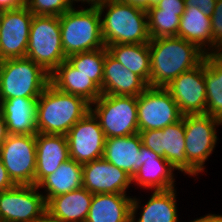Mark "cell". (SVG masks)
<instances>
[{"label": "cell", "mask_w": 222, "mask_h": 222, "mask_svg": "<svg viewBox=\"0 0 222 222\" xmlns=\"http://www.w3.org/2000/svg\"><path fill=\"white\" fill-rule=\"evenodd\" d=\"M150 87H164L183 72L198 66L205 53L195 44L177 36L149 41Z\"/></svg>", "instance_id": "obj_1"}, {"label": "cell", "mask_w": 222, "mask_h": 222, "mask_svg": "<svg viewBox=\"0 0 222 222\" xmlns=\"http://www.w3.org/2000/svg\"><path fill=\"white\" fill-rule=\"evenodd\" d=\"M96 6L101 16V34L105 47L149 43L151 40L146 11L116 0H99Z\"/></svg>", "instance_id": "obj_2"}, {"label": "cell", "mask_w": 222, "mask_h": 222, "mask_svg": "<svg viewBox=\"0 0 222 222\" xmlns=\"http://www.w3.org/2000/svg\"><path fill=\"white\" fill-rule=\"evenodd\" d=\"M88 112L90 103L84 98L59 91L49 83L37 99L38 133L66 135Z\"/></svg>", "instance_id": "obj_3"}, {"label": "cell", "mask_w": 222, "mask_h": 222, "mask_svg": "<svg viewBox=\"0 0 222 222\" xmlns=\"http://www.w3.org/2000/svg\"><path fill=\"white\" fill-rule=\"evenodd\" d=\"M76 9L75 5L59 16L61 42L66 57L105 48L101 16L96 5Z\"/></svg>", "instance_id": "obj_4"}, {"label": "cell", "mask_w": 222, "mask_h": 222, "mask_svg": "<svg viewBox=\"0 0 222 222\" xmlns=\"http://www.w3.org/2000/svg\"><path fill=\"white\" fill-rule=\"evenodd\" d=\"M50 74L27 57L0 61V102L16 97L39 98Z\"/></svg>", "instance_id": "obj_5"}, {"label": "cell", "mask_w": 222, "mask_h": 222, "mask_svg": "<svg viewBox=\"0 0 222 222\" xmlns=\"http://www.w3.org/2000/svg\"><path fill=\"white\" fill-rule=\"evenodd\" d=\"M26 57L49 74L67 59L61 42L59 16H33Z\"/></svg>", "instance_id": "obj_6"}, {"label": "cell", "mask_w": 222, "mask_h": 222, "mask_svg": "<svg viewBox=\"0 0 222 222\" xmlns=\"http://www.w3.org/2000/svg\"><path fill=\"white\" fill-rule=\"evenodd\" d=\"M106 138L133 135L139 132L137 96L102 94L90 104Z\"/></svg>", "instance_id": "obj_7"}, {"label": "cell", "mask_w": 222, "mask_h": 222, "mask_svg": "<svg viewBox=\"0 0 222 222\" xmlns=\"http://www.w3.org/2000/svg\"><path fill=\"white\" fill-rule=\"evenodd\" d=\"M183 123L187 161L201 173L206 170L205 162L216 147V128L222 125V120L209 114H196L183 116Z\"/></svg>", "instance_id": "obj_8"}, {"label": "cell", "mask_w": 222, "mask_h": 222, "mask_svg": "<svg viewBox=\"0 0 222 222\" xmlns=\"http://www.w3.org/2000/svg\"><path fill=\"white\" fill-rule=\"evenodd\" d=\"M142 145L163 156L174 168L190 176L199 172L187 161L185 155V130L183 117L178 122L159 130L138 132Z\"/></svg>", "instance_id": "obj_9"}, {"label": "cell", "mask_w": 222, "mask_h": 222, "mask_svg": "<svg viewBox=\"0 0 222 222\" xmlns=\"http://www.w3.org/2000/svg\"><path fill=\"white\" fill-rule=\"evenodd\" d=\"M0 158L15 185H35L36 135H11L0 146Z\"/></svg>", "instance_id": "obj_10"}, {"label": "cell", "mask_w": 222, "mask_h": 222, "mask_svg": "<svg viewBox=\"0 0 222 222\" xmlns=\"http://www.w3.org/2000/svg\"><path fill=\"white\" fill-rule=\"evenodd\" d=\"M139 131L159 130L182 119L178 104L164 87H148L137 96Z\"/></svg>", "instance_id": "obj_11"}, {"label": "cell", "mask_w": 222, "mask_h": 222, "mask_svg": "<svg viewBox=\"0 0 222 222\" xmlns=\"http://www.w3.org/2000/svg\"><path fill=\"white\" fill-rule=\"evenodd\" d=\"M46 210L36 185H15L0 192V222H32Z\"/></svg>", "instance_id": "obj_12"}, {"label": "cell", "mask_w": 222, "mask_h": 222, "mask_svg": "<svg viewBox=\"0 0 222 222\" xmlns=\"http://www.w3.org/2000/svg\"><path fill=\"white\" fill-rule=\"evenodd\" d=\"M66 137L70 159L84 164L103 157L106 137L91 111L71 127Z\"/></svg>", "instance_id": "obj_13"}, {"label": "cell", "mask_w": 222, "mask_h": 222, "mask_svg": "<svg viewBox=\"0 0 222 222\" xmlns=\"http://www.w3.org/2000/svg\"><path fill=\"white\" fill-rule=\"evenodd\" d=\"M33 16L26 6L0 12V61L26 57Z\"/></svg>", "instance_id": "obj_14"}, {"label": "cell", "mask_w": 222, "mask_h": 222, "mask_svg": "<svg viewBox=\"0 0 222 222\" xmlns=\"http://www.w3.org/2000/svg\"><path fill=\"white\" fill-rule=\"evenodd\" d=\"M165 89L172 95L183 116L206 114L204 59L195 68L172 80Z\"/></svg>", "instance_id": "obj_15"}, {"label": "cell", "mask_w": 222, "mask_h": 222, "mask_svg": "<svg viewBox=\"0 0 222 222\" xmlns=\"http://www.w3.org/2000/svg\"><path fill=\"white\" fill-rule=\"evenodd\" d=\"M82 187L92 194H127L132 177L104 157L82 164Z\"/></svg>", "instance_id": "obj_16"}, {"label": "cell", "mask_w": 222, "mask_h": 222, "mask_svg": "<svg viewBox=\"0 0 222 222\" xmlns=\"http://www.w3.org/2000/svg\"><path fill=\"white\" fill-rule=\"evenodd\" d=\"M142 166L133 175L132 184L149 190H170L175 188L174 167L159 154L144 145L140 148Z\"/></svg>", "instance_id": "obj_17"}, {"label": "cell", "mask_w": 222, "mask_h": 222, "mask_svg": "<svg viewBox=\"0 0 222 222\" xmlns=\"http://www.w3.org/2000/svg\"><path fill=\"white\" fill-rule=\"evenodd\" d=\"M36 157L37 186L46 176L54 173L62 163L70 159L66 135L37 133Z\"/></svg>", "instance_id": "obj_18"}, {"label": "cell", "mask_w": 222, "mask_h": 222, "mask_svg": "<svg viewBox=\"0 0 222 222\" xmlns=\"http://www.w3.org/2000/svg\"><path fill=\"white\" fill-rule=\"evenodd\" d=\"M148 84L118 62L107 50L103 65L101 93L105 95L138 96Z\"/></svg>", "instance_id": "obj_19"}, {"label": "cell", "mask_w": 222, "mask_h": 222, "mask_svg": "<svg viewBox=\"0 0 222 222\" xmlns=\"http://www.w3.org/2000/svg\"><path fill=\"white\" fill-rule=\"evenodd\" d=\"M176 190L175 188L155 190L145 204H141L140 199L132 197L131 222H180L176 206ZM139 208L141 209L140 216L136 218Z\"/></svg>", "instance_id": "obj_20"}, {"label": "cell", "mask_w": 222, "mask_h": 222, "mask_svg": "<svg viewBox=\"0 0 222 222\" xmlns=\"http://www.w3.org/2000/svg\"><path fill=\"white\" fill-rule=\"evenodd\" d=\"M141 146L139 133L106 138L103 157L133 177L142 166Z\"/></svg>", "instance_id": "obj_21"}, {"label": "cell", "mask_w": 222, "mask_h": 222, "mask_svg": "<svg viewBox=\"0 0 222 222\" xmlns=\"http://www.w3.org/2000/svg\"><path fill=\"white\" fill-rule=\"evenodd\" d=\"M38 98L16 97L1 101L0 112L11 135H36V104Z\"/></svg>", "instance_id": "obj_22"}, {"label": "cell", "mask_w": 222, "mask_h": 222, "mask_svg": "<svg viewBox=\"0 0 222 222\" xmlns=\"http://www.w3.org/2000/svg\"><path fill=\"white\" fill-rule=\"evenodd\" d=\"M50 83L59 91L80 96L90 104L102 95L101 88L87 75L78 72L67 60L50 74Z\"/></svg>", "instance_id": "obj_23"}, {"label": "cell", "mask_w": 222, "mask_h": 222, "mask_svg": "<svg viewBox=\"0 0 222 222\" xmlns=\"http://www.w3.org/2000/svg\"><path fill=\"white\" fill-rule=\"evenodd\" d=\"M93 194L84 187L52 197L46 209L62 222H85Z\"/></svg>", "instance_id": "obj_24"}, {"label": "cell", "mask_w": 222, "mask_h": 222, "mask_svg": "<svg viewBox=\"0 0 222 222\" xmlns=\"http://www.w3.org/2000/svg\"><path fill=\"white\" fill-rule=\"evenodd\" d=\"M132 196L127 194H93L85 222H131Z\"/></svg>", "instance_id": "obj_25"}, {"label": "cell", "mask_w": 222, "mask_h": 222, "mask_svg": "<svg viewBox=\"0 0 222 222\" xmlns=\"http://www.w3.org/2000/svg\"><path fill=\"white\" fill-rule=\"evenodd\" d=\"M178 37L195 44L205 54H213L211 17L197 7H185L180 17Z\"/></svg>", "instance_id": "obj_26"}, {"label": "cell", "mask_w": 222, "mask_h": 222, "mask_svg": "<svg viewBox=\"0 0 222 222\" xmlns=\"http://www.w3.org/2000/svg\"><path fill=\"white\" fill-rule=\"evenodd\" d=\"M82 179V164L69 159L62 163L54 173L46 176L37 186L39 190H44L42 195L47 203L52 197L81 188Z\"/></svg>", "instance_id": "obj_27"}, {"label": "cell", "mask_w": 222, "mask_h": 222, "mask_svg": "<svg viewBox=\"0 0 222 222\" xmlns=\"http://www.w3.org/2000/svg\"><path fill=\"white\" fill-rule=\"evenodd\" d=\"M107 50L124 67L139 75L150 87L149 43L115 44L107 46Z\"/></svg>", "instance_id": "obj_28"}, {"label": "cell", "mask_w": 222, "mask_h": 222, "mask_svg": "<svg viewBox=\"0 0 222 222\" xmlns=\"http://www.w3.org/2000/svg\"><path fill=\"white\" fill-rule=\"evenodd\" d=\"M206 114L222 120V62L214 54L204 57Z\"/></svg>", "instance_id": "obj_29"}, {"label": "cell", "mask_w": 222, "mask_h": 222, "mask_svg": "<svg viewBox=\"0 0 222 222\" xmlns=\"http://www.w3.org/2000/svg\"><path fill=\"white\" fill-rule=\"evenodd\" d=\"M106 56V47L72 54L67 61L80 73L87 75L102 89L103 65Z\"/></svg>", "instance_id": "obj_30"}, {"label": "cell", "mask_w": 222, "mask_h": 222, "mask_svg": "<svg viewBox=\"0 0 222 222\" xmlns=\"http://www.w3.org/2000/svg\"><path fill=\"white\" fill-rule=\"evenodd\" d=\"M148 31L150 38L178 37L180 17L175 13L162 12L159 8H150L147 11Z\"/></svg>", "instance_id": "obj_31"}, {"label": "cell", "mask_w": 222, "mask_h": 222, "mask_svg": "<svg viewBox=\"0 0 222 222\" xmlns=\"http://www.w3.org/2000/svg\"><path fill=\"white\" fill-rule=\"evenodd\" d=\"M25 6L34 15L61 16L71 9V0H25Z\"/></svg>", "instance_id": "obj_32"}, {"label": "cell", "mask_w": 222, "mask_h": 222, "mask_svg": "<svg viewBox=\"0 0 222 222\" xmlns=\"http://www.w3.org/2000/svg\"><path fill=\"white\" fill-rule=\"evenodd\" d=\"M211 28L213 38V54L222 45V0H216L213 14L211 15Z\"/></svg>", "instance_id": "obj_33"}, {"label": "cell", "mask_w": 222, "mask_h": 222, "mask_svg": "<svg viewBox=\"0 0 222 222\" xmlns=\"http://www.w3.org/2000/svg\"><path fill=\"white\" fill-rule=\"evenodd\" d=\"M151 8H159L162 12L175 13L181 17L185 10L184 0H160V2Z\"/></svg>", "instance_id": "obj_34"}, {"label": "cell", "mask_w": 222, "mask_h": 222, "mask_svg": "<svg viewBox=\"0 0 222 222\" xmlns=\"http://www.w3.org/2000/svg\"><path fill=\"white\" fill-rule=\"evenodd\" d=\"M216 0H184L185 7H197L204 15L211 17Z\"/></svg>", "instance_id": "obj_35"}, {"label": "cell", "mask_w": 222, "mask_h": 222, "mask_svg": "<svg viewBox=\"0 0 222 222\" xmlns=\"http://www.w3.org/2000/svg\"><path fill=\"white\" fill-rule=\"evenodd\" d=\"M122 3L130 4L143 11H148L151 7L156 6L160 0H116Z\"/></svg>", "instance_id": "obj_36"}, {"label": "cell", "mask_w": 222, "mask_h": 222, "mask_svg": "<svg viewBox=\"0 0 222 222\" xmlns=\"http://www.w3.org/2000/svg\"><path fill=\"white\" fill-rule=\"evenodd\" d=\"M15 184L10 179L7 170L0 158V192L14 187Z\"/></svg>", "instance_id": "obj_37"}, {"label": "cell", "mask_w": 222, "mask_h": 222, "mask_svg": "<svg viewBox=\"0 0 222 222\" xmlns=\"http://www.w3.org/2000/svg\"><path fill=\"white\" fill-rule=\"evenodd\" d=\"M25 6V0H0V12L16 10Z\"/></svg>", "instance_id": "obj_38"}, {"label": "cell", "mask_w": 222, "mask_h": 222, "mask_svg": "<svg viewBox=\"0 0 222 222\" xmlns=\"http://www.w3.org/2000/svg\"><path fill=\"white\" fill-rule=\"evenodd\" d=\"M190 222H222V215L210 213Z\"/></svg>", "instance_id": "obj_39"}, {"label": "cell", "mask_w": 222, "mask_h": 222, "mask_svg": "<svg viewBox=\"0 0 222 222\" xmlns=\"http://www.w3.org/2000/svg\"><path fill=\"white\" fill-rule=\"evenodd\" d=\"M32 222H62L55 216H53L47 209Z\"/></svg>", "instance_id": "obj_40"}, {"label": "cell", "mask_w": 222, "mask_h": 222, "mask_svg": "<svg viewBox=\"0 0 222 222\" xmlns=\"http://www.w3.org/2000/svg\"><path fill=\"white\" fill-rule=\"evenodd\" d=\"M9 133L7 130V125L5 123V118L0 112V146L7 139Z\"/></svg>", "instance_id": "obj_41"}, {"label": "cell", "mask_w": 222, "mask_h": 222, "mask_svg": "<svg viewBox=\"0 0 222 222\" xmlns=\"http://www.w3.org/2000/svg\"><path fill=\"white\" fill-rule=\"evenodd\" d=\"M72 1V3L73 4H75V2H81V4L82 3H84L85 4V2H86V4H89V5H96V3L99 1V0H71Z\"/></svg>", "instance_id": "obj_42"}, {"label": "cell", "mask_w": 222, "mask_h": 222, "mask_svg": "<svg viewBox=\"0 0 222 222\" xmlns=\"http://www.w3.org/2000/svg\"><path fill=\"white\" fill-rule=\"evenodd\" d=\"M214 55L222 62V45H220Z\"/></svg>", "instance_id": "obj_43"}]
</instances>
